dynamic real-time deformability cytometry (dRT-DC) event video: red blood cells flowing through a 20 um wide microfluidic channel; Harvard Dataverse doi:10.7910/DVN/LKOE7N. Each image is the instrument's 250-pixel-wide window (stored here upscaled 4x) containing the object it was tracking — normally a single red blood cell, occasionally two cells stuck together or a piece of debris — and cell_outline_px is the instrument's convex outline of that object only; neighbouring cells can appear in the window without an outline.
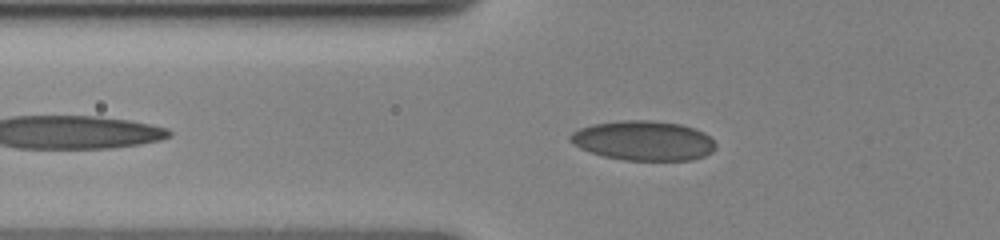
{"species": "human", "species_latin": "Homo sapiens", "temperature_condition": "cold", "stored_images_in_passage": 4, "camera_frame_rate_fps": 3000, "um_per_image_px": 0.085, "donor": {"sex": "female"}, "frame": {"image": 1, "passage_image": 3, "time_ms": 1.333, "image_size_px": [1000, 240], "cell_outline_px": [[716, 148], [712, 152], [704, 156], [692, 160], [624, 160], [604, 156], [580, 148], [572, 144], [568, 140], [568, 136], [572, 132], [580, 128], [592, 124], [620, 120], [652, 120], [680, 124], [704, 132], [716, 144]], "centroid_in_image_um": [54.67, 11.95], "position_along_channel_um": 71.1, "area_um2": 33.7}}